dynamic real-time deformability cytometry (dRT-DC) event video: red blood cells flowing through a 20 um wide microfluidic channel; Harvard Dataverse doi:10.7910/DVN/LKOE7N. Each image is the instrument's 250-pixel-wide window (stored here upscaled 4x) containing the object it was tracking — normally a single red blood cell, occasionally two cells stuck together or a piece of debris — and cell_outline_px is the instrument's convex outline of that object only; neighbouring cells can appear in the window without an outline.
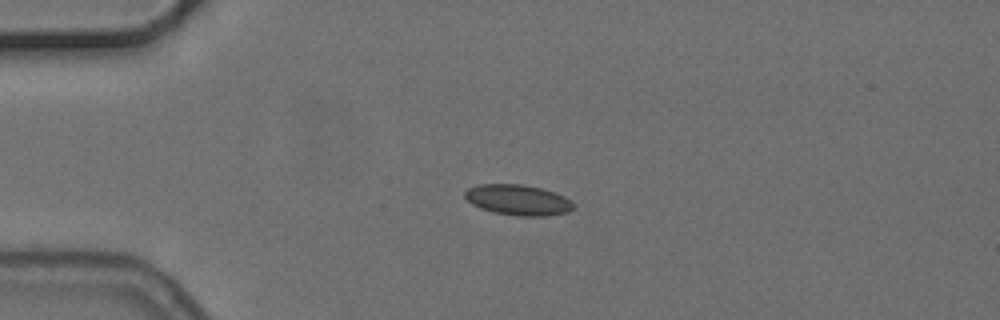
{"species": "common noctule bat (a hibernating species)", "species_latin": "Nyctalus noctula", "temperature_condition": "cold", "stored_images_in_passage": 5, "camera_frame_rate_fps": 3000, "um_per_image_px": 0.085, "animal": {"sex": "female", "body_mass_g": 24.6, "forearm_length_mm": 56.2}, "frame": {"image": 1, "passage_image": 3, "time_ms": 2.333, "image_size_px": [1000, 320], "cell_outline_px": [[572, 208], [568, 212], [544, 216], [520, 216], [492, 212], [480, 208], [472, 204], [464, 196], [464, 192], [468, 188], [476, 184], [524, 184], [540, 188], [564, 196], [572, 200]], "centroid_in_image_um": [43.99, 16.99], "position_along_channel_um": 41.0, "area_um2": 19.31}}
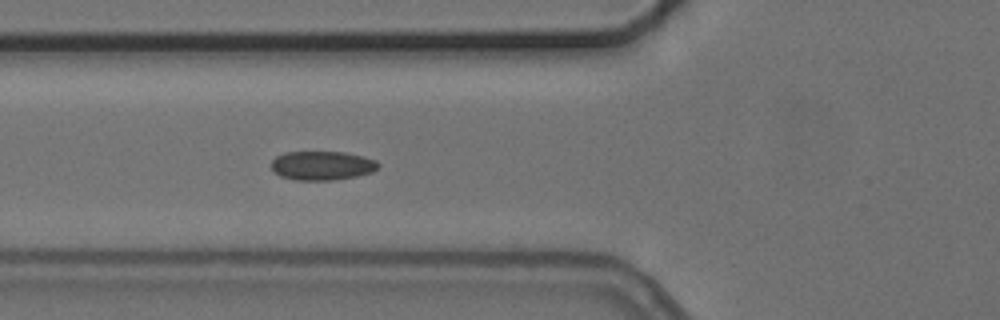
{"frame": {"image": 2, "passage_image": 5, "time_ms": 4.667, "image_size_px": [1000, 320], "cell_outline_px": [[380, 164], [372, 172], [356, 176], [332, 180], [296, 180], [280, 176], [272, 168], [272, 160], [276, 156], [284, 152], [344, 152], [364, 156], [376, 160]], "centroid_in_image_um": [27.38, 14.07], "position_along_channel_um": 98.4, "area_um2": 18.03}}